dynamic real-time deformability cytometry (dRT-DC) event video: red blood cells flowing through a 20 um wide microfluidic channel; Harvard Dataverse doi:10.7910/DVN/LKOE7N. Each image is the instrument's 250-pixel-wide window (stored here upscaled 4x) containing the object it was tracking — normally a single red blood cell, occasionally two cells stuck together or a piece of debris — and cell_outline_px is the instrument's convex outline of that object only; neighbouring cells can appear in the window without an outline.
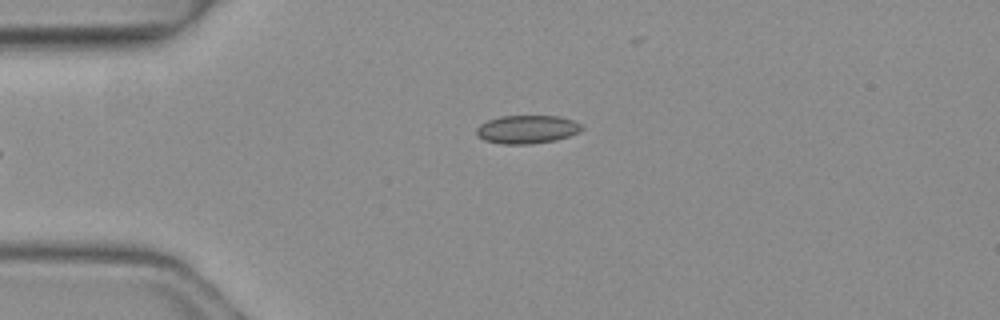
{"species": "common noctule bat (a hibernating species)", "species_latin": "Nyctalus noctula", "temperature_condition": "warm", "stored_images_in_passage": 5, "camera_frame_rate_fps": 3000, "um_per_image_px": 0.085, "animal": {"sex": "female", "body_mass_g": 19.3, "forearm_length_mm": 54.1}, "frame": {"image": 1, "passage_image": 5, "time_ms": 1.333, "image_size_px": [1000, 320], "cell_outline_px": [[584, 128], [580, 132], [556, 140], [532, 144], [500, 144], [484, 140], [476, 136], [476, 128], [480, 124], [488, 120], [500, 116], [560, 116], [584, 124]], "centroid_in_image_um": [44.81, 11.0], "position_along_channel_um": 40.2, "area_um2": 17.63}}